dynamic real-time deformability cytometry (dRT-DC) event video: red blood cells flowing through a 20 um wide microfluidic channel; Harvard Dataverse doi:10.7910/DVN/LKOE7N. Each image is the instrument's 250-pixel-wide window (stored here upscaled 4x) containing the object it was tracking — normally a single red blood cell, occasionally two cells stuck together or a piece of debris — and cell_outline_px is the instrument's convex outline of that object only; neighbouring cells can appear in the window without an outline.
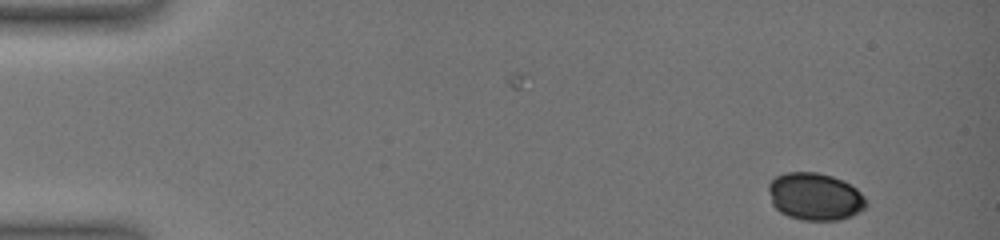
{"species": "common noctule bat (a hibernating species)", "species_latin": "Nyctalus noctula", "temperature_condition": "warm", "stored_images_in_passage": 11, "camera_frame_rate_fps": 3000, "um_per_image_px": 0.085, "animal": {"sex": "female", "body_mass_g": 19.0, "forearm_length_mm": 51.5}, "frame": {"image": 1, "passage_image": 1, "time_ms": 0.0, "image_size_px": [1000, 240], "cell_outline_px": [[868, 204], [864, 208], [852, 216], [840, 220], [804, 220], [788, 216], [780, 212], [772, 204], [768, 192], [768, 184], [776, 176], [784, 172], [816, 172], [832, 176], [844, 180], [856, 188], [864, 196]], "centroid_in_image_um": [69.27, 16.7], "position_along_channel_um": 15.7, "area_um2": 27.17}}
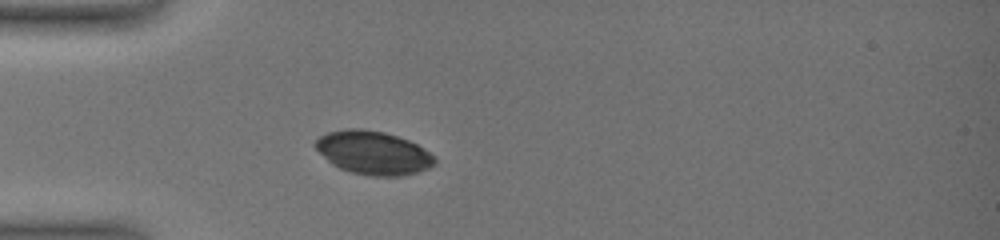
{"frame": {"image": 2, "passage_image": 7, "time_ms": 4.333, "image_size_px": [1000, 240], "cell_outline_px": [[436, 164], [428, 168], [416, 172], [400, 176], [368, 176], [352, 172], [340, 168], [332, 164], [312, 144], [320, 136], [328, 132], [348, 128], [364, 128], [384, 132], [408, 140], [416, 144], [436, 156]], "centroid_in_image_um": [31.73, 12.98], "position_along_channel_um": 53.3, "area_um2": 30.17}}
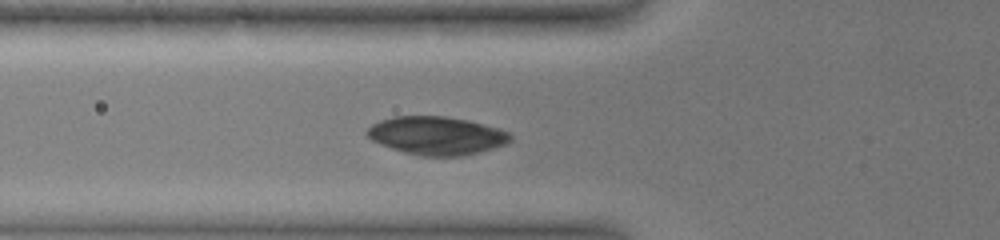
{"frame": {"image": 3, "passage_image": 9, "time_ms": 5.667, "image_size_px": [1000, 240], "cell_outline_px": [[512, 140], [508, 144], [480, 152], [464, 156], [420, 156], [404, 152], [380, 144], [372, 140], [364, 132], [372, 124], [380, 120], [392, 116], [444, 116], [468, 120], [500, 128], [508, 132], [512, 136]], "centroid_in_image_um": [37.13, 11.53], "position_along_channel_um": 88.7, "area_um2": 32.19}}